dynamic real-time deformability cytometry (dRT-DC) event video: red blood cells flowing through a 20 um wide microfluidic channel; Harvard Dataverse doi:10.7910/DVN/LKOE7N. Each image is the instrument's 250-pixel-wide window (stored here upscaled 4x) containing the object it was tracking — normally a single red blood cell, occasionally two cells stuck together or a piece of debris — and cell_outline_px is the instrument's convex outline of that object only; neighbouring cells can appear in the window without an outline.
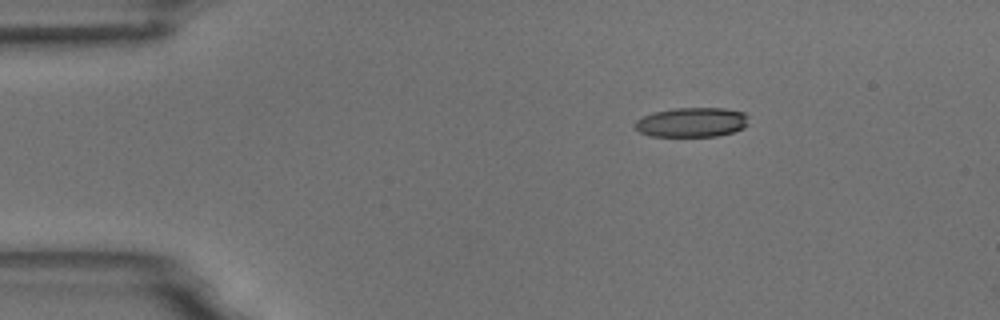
{"species": "common noctule bat (a hibernating species)", "species_latin": "Nyctalus noctula", "temperature_condition": "room temperature", "stored_images_in_passage": 2, "camera_frame_rate_fps": 3000, "um_per_image_px": 0.085, "animal": {"sex": "male", "body_mass_g": 18.8}, "frame": {"image": 1, "passage_image": 1, "time_ms": 0.0, "image_size_px": [1000, 320], "cell_outline_px": [[748, 124], [744, 128], [732, 132], [716, 136], [648, 136], [640, 132], [636, 128], [636, 120], [652, 112], [676, 108], [724, 108], [744, 112], [748, 116]], "centroid_in_image_um": [58.83, 10.39], "position_along_channel_um": 26.2, "area_um2": 19.59}}